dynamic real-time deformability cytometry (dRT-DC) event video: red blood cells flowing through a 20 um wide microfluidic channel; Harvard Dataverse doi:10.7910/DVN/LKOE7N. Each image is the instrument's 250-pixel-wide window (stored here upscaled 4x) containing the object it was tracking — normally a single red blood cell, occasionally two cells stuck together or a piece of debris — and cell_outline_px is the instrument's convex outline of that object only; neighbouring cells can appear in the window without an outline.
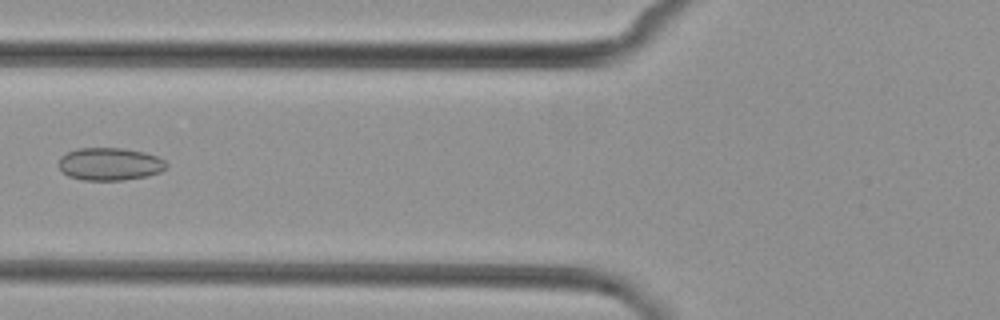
{"species": "common noctule bat (a hibernating species)", "species_latin": "Nyctalus noctula", "temperature_condition": "cold", "stored_images_in_passage": 4, "camera_frame_rate_fps": 3000, "um_per_image_px": 0.085, "animal": {"sex": "female", "body_mass_g": 29.2, "forearm_length_mm": 56.3}, "frame": {"image": 1, "passage_image": 4, "time_ms": 3.333, "image_size_px": [1000, 320], "cell_outline_px": [[168, 164], [160, 172], [148, 176], [124, 180], [84, 180], [68, 176], [60, 168], [60, 156], [76, 148], [120, 148], [144, 152], [156, 156], [164, 160]], "centroid_in_image_um": [9.34, 13.94], "position_along_channel_um": 116.5, "area_um2": 20.4}}